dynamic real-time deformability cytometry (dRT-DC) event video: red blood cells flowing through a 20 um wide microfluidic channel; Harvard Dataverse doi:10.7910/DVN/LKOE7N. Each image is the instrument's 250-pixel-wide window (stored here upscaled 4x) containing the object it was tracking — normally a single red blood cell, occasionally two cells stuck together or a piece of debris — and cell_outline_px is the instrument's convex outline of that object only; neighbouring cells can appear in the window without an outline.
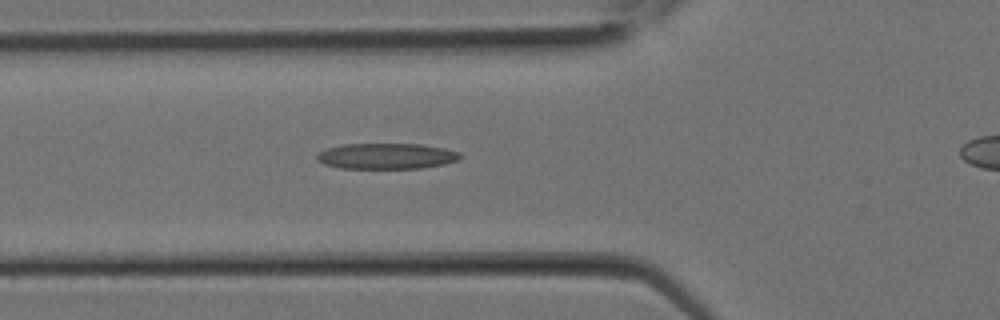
{"species": "Egyptian fruit bat (a non-hibernating species)", "species_latin": "Rousettus aegyptiacus", "temperature_condition": "room temperature", "stored_images_in_passage": 4, "camera_frame_rate_fps": 3000, "um_per_image_px": 0.085, "animal": {"sex": "female"}, "frame": {"image": 1, "passage_image": 3, "time_ms": 0.667, "image_size_px": [1000, 320], "cell_outline_px": [[464, 156], [456, 160], [444, 164], [420, 168], [340, 168], [324, 164], [316, 160], [316, 156], [320, 152], [328, 148], [340, 144], [420, 144], [444, 148], [460, 152]], "centroid_in_image_um": [32.85, 13.26], "position_along_channel_um": 93.0, "area_um2": 21.5}}